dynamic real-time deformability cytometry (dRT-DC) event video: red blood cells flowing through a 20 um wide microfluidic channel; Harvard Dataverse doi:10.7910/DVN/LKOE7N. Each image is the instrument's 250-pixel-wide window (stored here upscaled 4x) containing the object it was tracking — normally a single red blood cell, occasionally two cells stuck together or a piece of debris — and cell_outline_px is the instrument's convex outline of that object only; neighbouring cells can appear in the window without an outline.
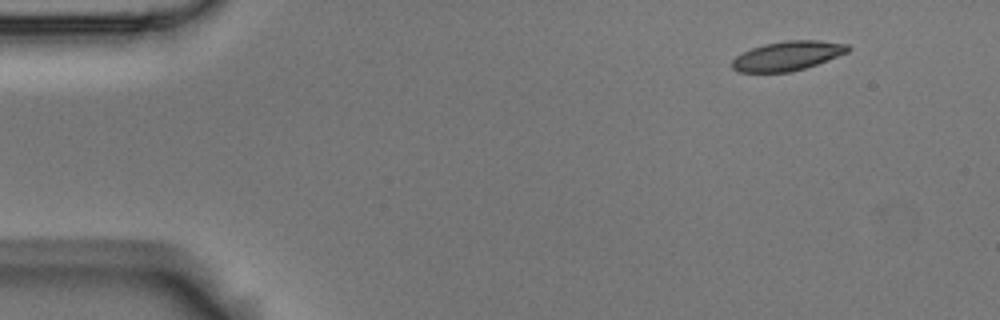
{"species": "Egyptian fruit bat (a non-hibernating species)", "species_latin": "Rousettus aegyptiacus", "temperature_condition": "room temperature", "stored_images_in_passage": 4, "camera_frame_rate_fps": 3000, "um_per_image_px": 0.085, "animal": {"sex": "male"}, "frame": {"image": 1, "passage_image": 1, "time_ms": 0.0, "image_size_px": [1000, 320], "cell_outline_px": [[852, 48], [848, 52], [816, 64], [792, 72], [740, 72], [732, 68], [732, 60], [736, 56], [752, 48], [764, 44], [788, 40], [820, 40], [848, 44]], "centroid_in_image_um": [66.96, 4.74], "position_along_channel_um": 18.0, "area_um2": 19.71}}
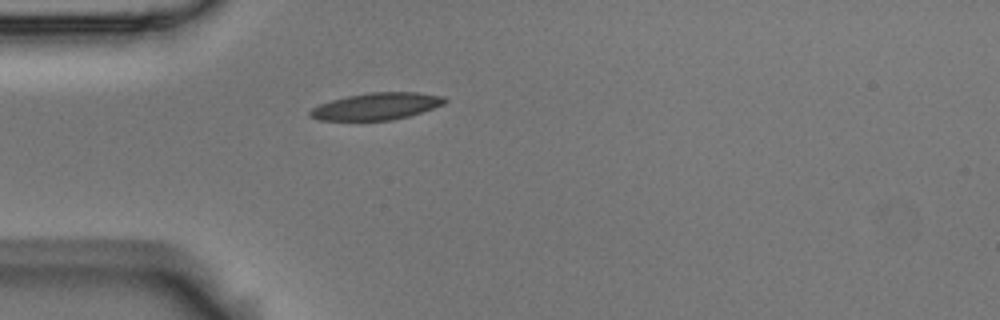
{"frame": {"image": 2, "passage_image": 4, "time_ms": 1.0, "image_size_px": [1000, 320], "cell_outline_px": [[448, 100], [444, 104], [408, 116], [392, 120], [316, 120], [308, 116], [308, 112], [312, 108], [320, 104], [332, 100], [348, 96], [368, 92], [416, 92], [444, 96]], "centroid_in_image_um": [31.98, 9.03], "position_along_channel_um": 53.0, "area_um2": 21.1}}